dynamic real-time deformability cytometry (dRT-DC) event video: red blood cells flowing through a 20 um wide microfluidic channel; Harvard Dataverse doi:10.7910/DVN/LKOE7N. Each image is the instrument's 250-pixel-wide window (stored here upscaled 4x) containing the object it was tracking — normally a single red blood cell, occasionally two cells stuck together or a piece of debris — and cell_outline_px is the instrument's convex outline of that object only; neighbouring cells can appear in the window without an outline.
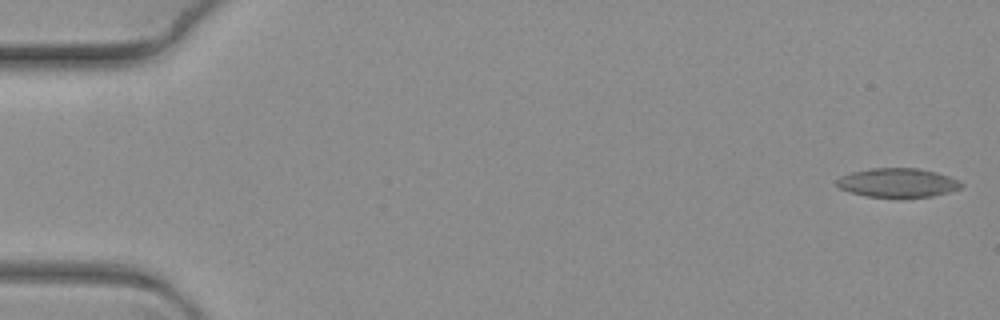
{"species": "common noctule bat (a hibernating species)", "species_latin": "Nyctalus noctula", "temperature_condition": "warm", "stored_images_in_passage": 7, "camera_frame_rate_fps": 3000, "um_per_image_px": 0.085, "animal": {"sex": "female", "body_mass_g": 19.3, "forearm_length_mm": 54.1}, "frame": {"image": 1, "passage_image": 1, "time_ms": 0.0, "image_size_px": [1000, 320], "cell_outline_px": [[964, 184], [960, 188], [948, 192], [932, 196], [868, 196], [852, 192], [840, 188], [836, 184], [836, 180], [840, 176], [852, 172], [872, 168], [916, 168], [936, 172], [960, 180]], "centroid_in_image_um": [76.32, 15.51], "position_along_channel_um": 8.7, "area_um2": 20.63}}
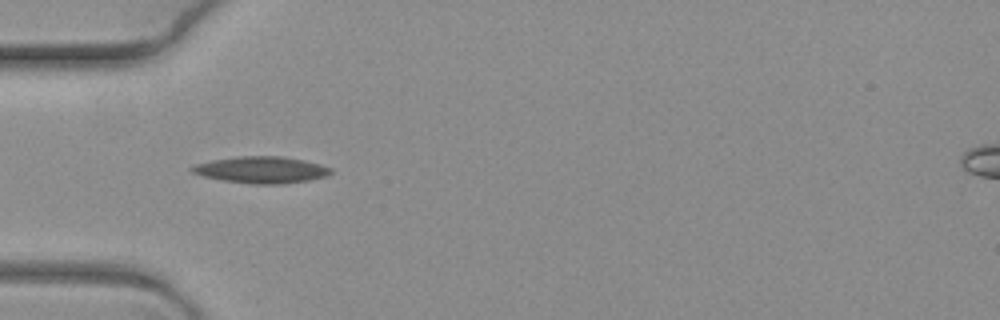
{"frame": {"image": 2, "passage_image": 6, "time_ms": 1.667, "image_size_px": [1000, 320], "cell_outline_px": [[332, 172], [328, 176], [308, 180], [280, 184], [252, 184], [224, 180], [204, 176], [192, 172], [188, 168], [196, 164], [212, 160], [236, 156], [284, 156], [304, 160], [320, 164], [332, 168]], "centroid_in_image_um": [22.24, 14.43], "position_along_channel_um": 62.8, "area_um2": 21.56}}